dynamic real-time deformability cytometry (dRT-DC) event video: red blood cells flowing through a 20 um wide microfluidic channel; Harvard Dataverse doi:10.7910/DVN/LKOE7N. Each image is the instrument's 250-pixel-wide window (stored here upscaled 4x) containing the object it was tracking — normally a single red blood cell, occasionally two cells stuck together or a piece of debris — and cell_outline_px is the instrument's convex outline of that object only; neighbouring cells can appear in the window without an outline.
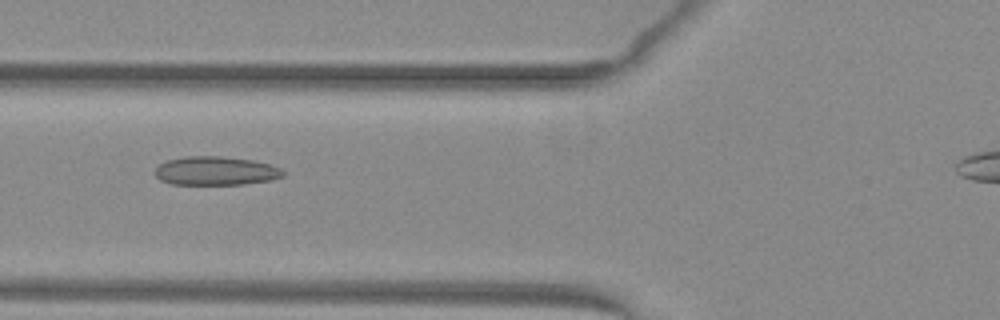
{"species": "common noctule bat (a hibernating species)", "species_latin": "Nyctalus noctula", "temperature_condition": "warm", "stored_images_in_passage": 41, "camera_frame_rate_fps": 3000, "um_per_image_px": 0.085, "animal": {"sex": "female", "body_mass_g": 29.2, "forearm_length_mm": 56.3}, "frame": {"image": 1, "passage_image": 14, "time_ms": 4.333, "image_size_px": [1000, 320], "cell_outline_px": [[288, 172], [284, 176], [272, 180], [244, 184], [172, 184], [160, 180], [156, 176], [156, 168], [160, 164], [168, 160], [184, 156], [220, 156], [252, 160], [268, 164], [280, 168]], "centroid_in_image_um": [18.37, 14.52], "position_along_channel_um": 107.4, "area_um2": 21.44}}
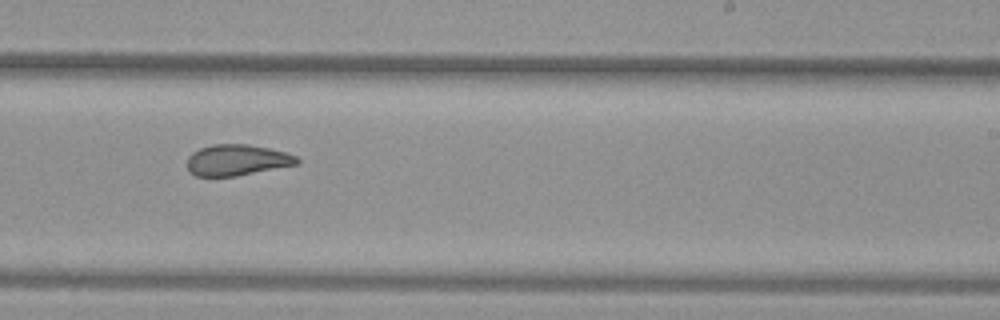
{"frame": {"image": 2, "passage_image": 26, "time_ms": 8.333, "image_size_px": [1000, 320], "cell_outline_px": [[300, 164], [236, 176], [196, 176], [188, 172], [188, 156], [192, 152], [200, 148], [212, 144], [248, 144], [268, 148], [284, 152], [296, 156], [300, 160]], "centroid_in_image_um": [20.14, 13.61], "position_along_channel_um": 268.9, "area_um2": 19.94}}
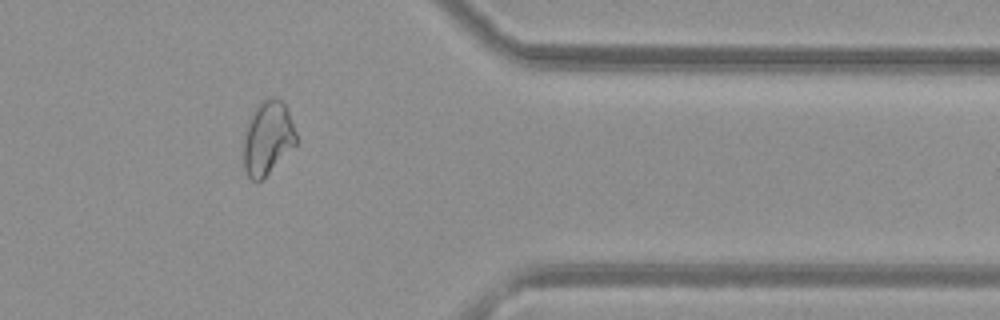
{"frame": {"image": 3, "passage_image": 36, "time_ms": 11.667, "image_size_px": [1000, 320], "cell_outline_px": [[296, 144], [256, 184], [248, 176], [244, 168], [244, 140], [248, 124], [256, 108], [264, 100], [272, 96], [276, 96], [288, 108], [296, 132]], "centroid_in_image_um": [22.77, 11.72], "position_along_channel_um": 388.6, "area_um2": 22.02}}